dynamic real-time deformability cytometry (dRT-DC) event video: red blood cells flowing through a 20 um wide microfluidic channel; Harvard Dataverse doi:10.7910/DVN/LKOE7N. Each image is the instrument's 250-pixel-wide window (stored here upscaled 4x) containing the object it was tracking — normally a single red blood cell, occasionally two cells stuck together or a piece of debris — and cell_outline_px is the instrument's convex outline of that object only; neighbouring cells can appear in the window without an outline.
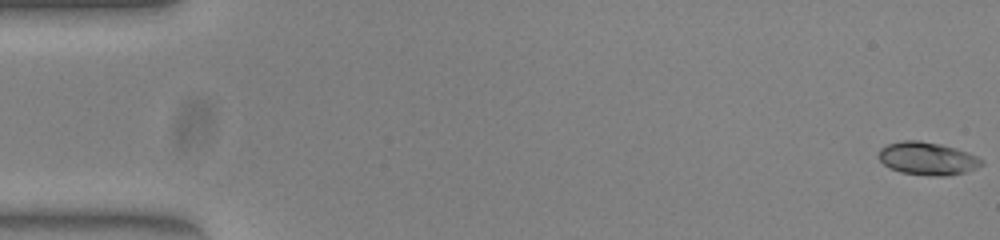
{"species": "common noctule bat (a hibernating species)", "species_latin": "Nyctalus noctula", "temperature_condition": "warm", "stored_images_in_passage": 52, "camera_frame_rate_fps": 3000, "um_per_image_px": 0.085, "animal": {"sex": "female", "body_mass_g": 23.0, "forearm_length_mm": 53.4}, "frame": {"image": 1, "passage_image": 1, "time_ms": 0.0, "image_size_px": [1000, 240], "cell_outline_px": [[984, 164], [976, 168], [964, 172], [944, 176], [932, 176], [900, 172], [884, 164], [876, 156], [880, 148], [888, 144], [900, 140], [920, 140], [940, 144], [956, 148], [968, 152], [984, 160]], "centroid_in_image_um": [78.82, 13.46], "position_along_channel_um": 6.2, "area_um2": 19.83}}
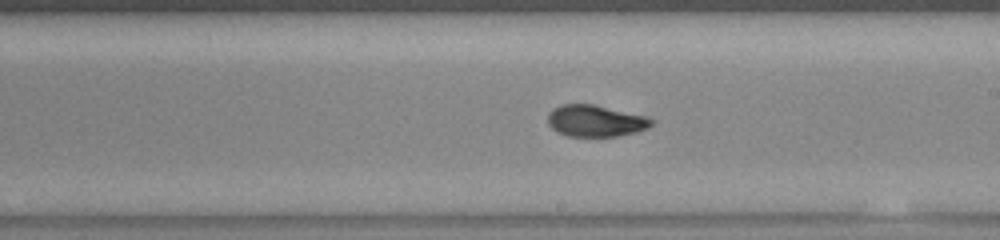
{"frame": {"image": 2, "passage_image": 30, "time_ms": 9.667, "image_size_px": [1000, 240], "cell_outline_px": [[652, 124], [648, 128], [636, 132], [616, 136], [568, 136], [556, 132], [548, 124], [548, 116], [556, 108], [564, 104], [592, 104], [644, 116], [652, 120]], "centroid_in_image_um": [50.6, 10.29], "position_along_channel_um": 238.4, "area_um2": 18.67}}
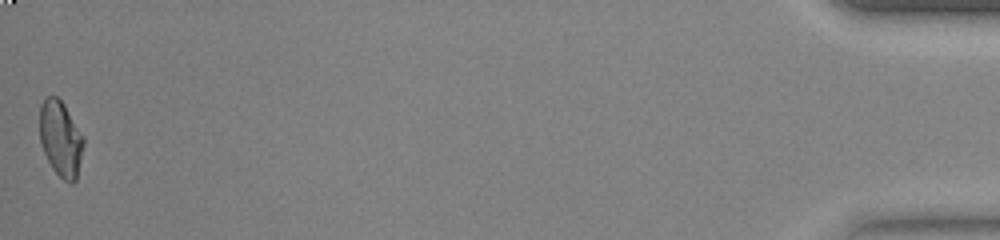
{"frame": {"image": 3, "passage_image": 52, "time_ms": 17.0, "image_size_px": [1000, 240], "cell_outline_px": [[84, 144], [76, 180], [72, 184], [64, 180], [52, 168], [44, 152], [40, 140], [40, 108], [44, 100], [48, 96], [56, 96], [64, 104], [84, 136]], "centroid_in_image_um": [5.17, 11.79], "position_along_channel_um": 430.0, "area_um2": 19.19}, "authors_computed_cell_mechanics": {"area_um2": 19.2185, "velocity_mm_per_s": 3.9777, "shape_relaxation_time_tau1_ms": 4.3336, "shape_relaxation_time_tau2_ms": 1.3395, "deformation_change_tau1": 0.1883, "deformation_change_tau2": 0.0417}}